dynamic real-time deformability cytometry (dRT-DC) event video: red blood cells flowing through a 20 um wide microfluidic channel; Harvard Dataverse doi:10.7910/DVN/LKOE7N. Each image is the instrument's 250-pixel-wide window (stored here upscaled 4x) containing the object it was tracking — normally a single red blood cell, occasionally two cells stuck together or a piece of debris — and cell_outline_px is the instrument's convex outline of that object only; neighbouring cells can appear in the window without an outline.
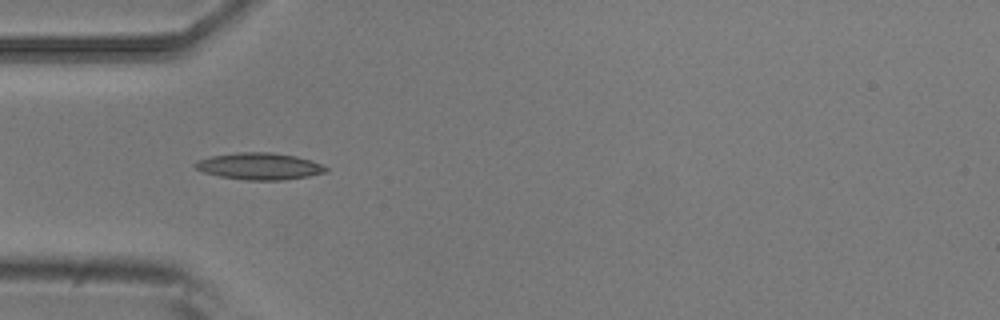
{"species": "common noctule bat (a hibernating species)", "species_latin": "Nyctalus noctula", "temperature_condition": "room temperature", "stored_images_in_passage": 8, "camera_frame_rate_fps": 3000, "um_per_image_px": 0.085, "animal": {"sex": "male", "body_mass_g": 20.5, "forearm_length_mm": 52.5}, "frame": {"image": 1, "passage_image": 5, "time_ms": 1.333, "image_size_px": [1000, 320], "cell_outline_px": [[328, 172], [308, 176], [284, 180], [244, 180], [220, 176], [204, 172], [196, 168], [192, 164], [196, 160], [212, 156], [236, 152], [272, 152], [296, 156], [312, 160], [328, 168]], "centroid_in_image_um": [22.05, 14.12], "position_along_channel_um": 62.9, "area_um2": 20.52}}
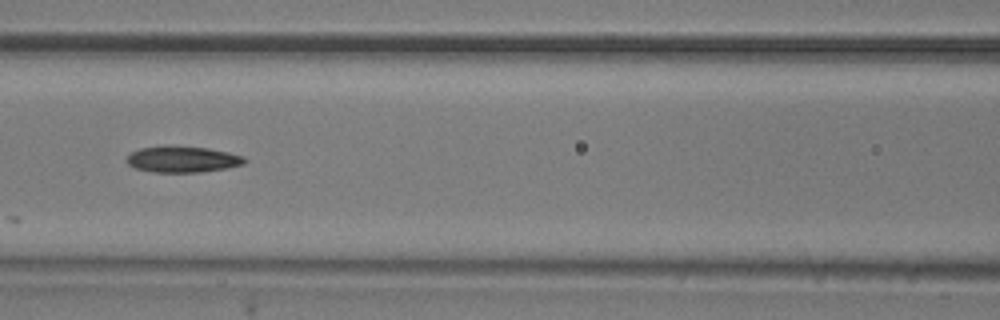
{"frame": {"image": 2, "passage_image": 7, "time_ms": 2.0, "image_size_px": [1000, 320], "cell_outline_px": [[248, 160], [244, 164], [228, 168], [200, 172], [152, 172], [136, 168], [128, 164], [124, 160], [132, 152], [140, 148], [164, 144], [168, 144], [208, 148], [228, 152], [244, 156]], "centroid_in_image_um": [15.51, 13.52], "position_along_channel_um": 151.1, "area_um2": 18.44}}
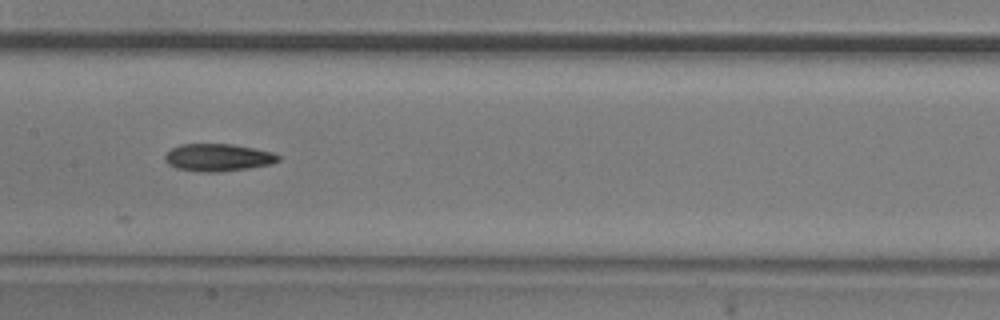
{"frame": {"image": 3, "passage_image": 8, "time_ms": 2.333, "image_size_px": [1000, 320], "cell_outline_px": [[280, 160], [268, 164], [248, 168], [220, 172], [200, 172], [176, 168], [168, 164], [164, 160], [164, 156], [172, 148], [180, 144], [232, 144], [272, 152], [280, 156]], "centroid_in_image_um": [18.49, 13.39], "position_along_channel_um": 188.9, "area_um2": 18.03}}